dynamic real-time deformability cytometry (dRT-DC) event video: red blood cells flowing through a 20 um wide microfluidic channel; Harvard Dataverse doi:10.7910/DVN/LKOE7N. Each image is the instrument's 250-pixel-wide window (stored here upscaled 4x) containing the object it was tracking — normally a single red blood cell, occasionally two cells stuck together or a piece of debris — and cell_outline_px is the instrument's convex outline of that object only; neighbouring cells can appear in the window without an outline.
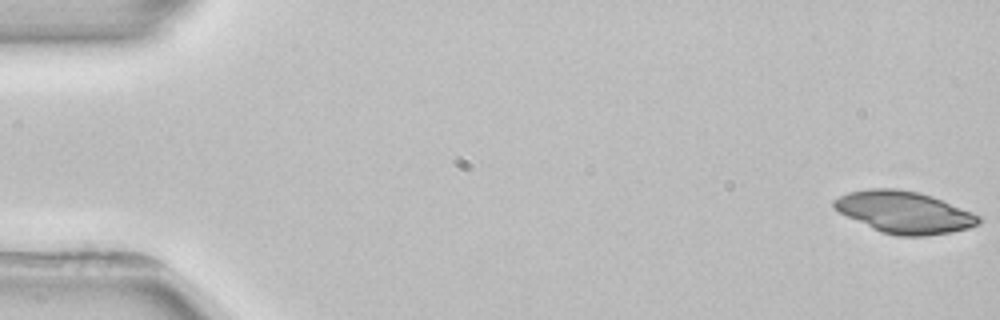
{"species": "common noctule bat (a hibernating species)", "species_latin": "Nyctalus noctula", "temperature_condition": "room temperature", "stored_images_in_passage": 4, "camera_frame_rate_fps": 3000, "um_per_image_px": 0.085, "animal": {"sex": "female", "body_mass_g": 22.7, "forearm_length_mm": 54.2}, "frame": {"image": 1, "passage_image": 1, "time_ms": 0.0, "image_size_px": [1000, 320], "cell_outline_px": [[980, 224], [968, 228], [952, 232], [928, 236], [896, 236], [880, 232], [840, 212], [832, 204], [832, 200], [848, 192], [868, 188], [900, 188], [932, 196], [972, 212], [980, 216]], "centroid_in_image_um": [76.87, 18.04], "position_along_channel_um": 8.1, "area_um2": 35.26}}